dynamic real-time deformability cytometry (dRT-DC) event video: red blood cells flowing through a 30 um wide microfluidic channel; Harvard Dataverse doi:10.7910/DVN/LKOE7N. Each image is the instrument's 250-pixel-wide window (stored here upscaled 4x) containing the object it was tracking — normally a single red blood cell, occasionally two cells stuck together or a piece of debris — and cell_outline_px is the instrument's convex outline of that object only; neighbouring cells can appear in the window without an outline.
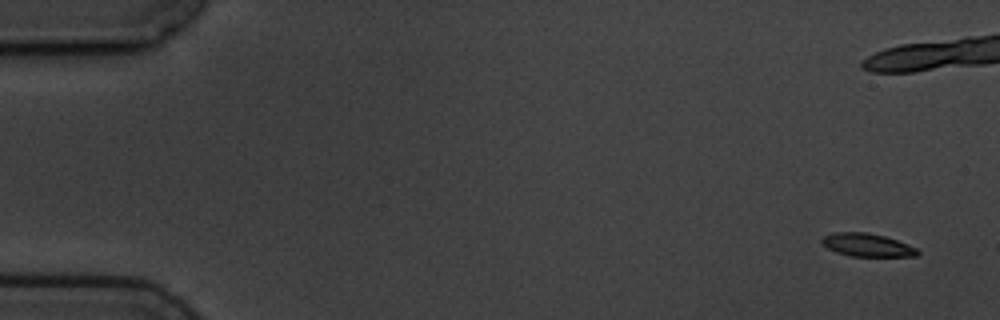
{"species": "common noctule bat (a hibernating species)", "species_latin": "Nyctalus noctula", "temperature_condition": "cold", "stored_images_in_passage": 9, "camera_frame_rate_fps": 3000, "um_per_image_px": 0.085, "animal": {"sex": "male", "body_mass_g": 19.5, "forearm_length_mm": 54.6}, "frame": {"image": 1, "passage_image": 1, "time_ms": 0.0, "image_size_px": [1000, 320], "cell_outline_px": [[920, 252], [916, 256], [852, 256], [836, 252], [828, 248], [820, 240], [824, 236], [836, 232], [868, 232], [884, 236], [896, 240], [916, 248]], "centroid_in_image_um": [73.7, 20.82], "position_along_channel_um": 11.3, "area_um2": 12.66}}
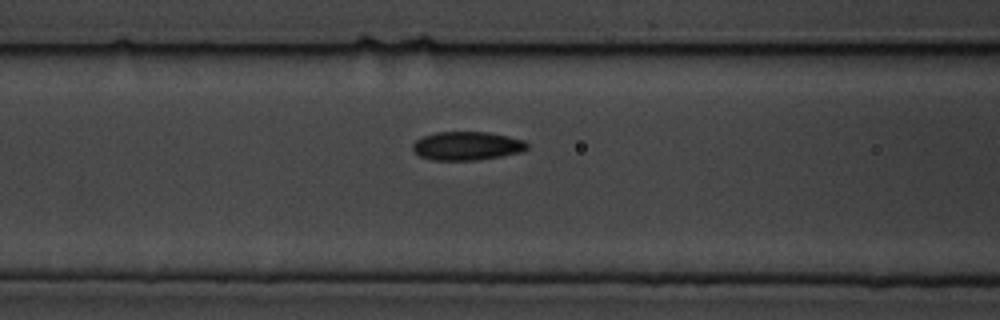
{"frame": {"image": 2, "passage_image": 9, "time_ms": 10.667, "image_size_px": [1000, 320], "cell_outline_px": [[528, 148], [520, 152], [500, 156], [476, 160], [432, 160], [420, 156], [412, 148], [412, 144], [416, 140], [424, 136], [436, 132], [488, 132], [508, 136], [524, 140], [528, 144]], "centroid_in_image_um": [39.69, 12.4], "position_along_channel_um": 126.9, "area_um2": 18.96}}